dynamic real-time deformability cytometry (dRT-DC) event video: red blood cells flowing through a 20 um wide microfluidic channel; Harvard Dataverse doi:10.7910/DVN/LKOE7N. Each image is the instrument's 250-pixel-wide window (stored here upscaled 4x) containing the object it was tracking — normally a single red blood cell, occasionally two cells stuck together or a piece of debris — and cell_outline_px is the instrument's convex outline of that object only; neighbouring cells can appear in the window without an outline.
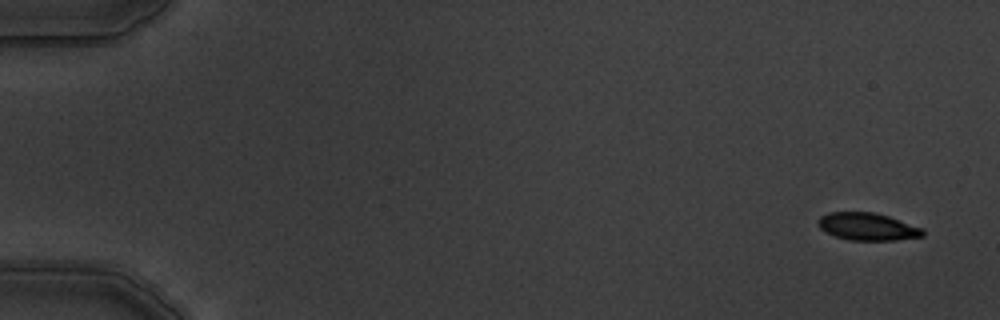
{"species": "common noctule bat (a hibernating species)", "species_latin": "Nyctalus noctula", "temperature_condition": "warm", "stored_images_in_passage": 6, "camera_frame_rate_fps": 3000, "um_per_image_px": 0.085, "animal": {"sex": "male", "body_mass_g": 19.5, "forearm_length_mm": 54.6}, "frame": {"image": 1, "passage_image": 1, "time_ms": 0.0, "image_size_px": [1000, 320], "cell_outline_px": [[924, 236], [896, 240], [848, 240], [836, 236], [820, 228], [816, 224], [816, 220], [820, 216], [828, 212], [876, 212], [924, 228]], "centroid_in_image_um": [73.74, 19.25], "position_along_channel_um": 11.3, "area_um2": 16.88}}
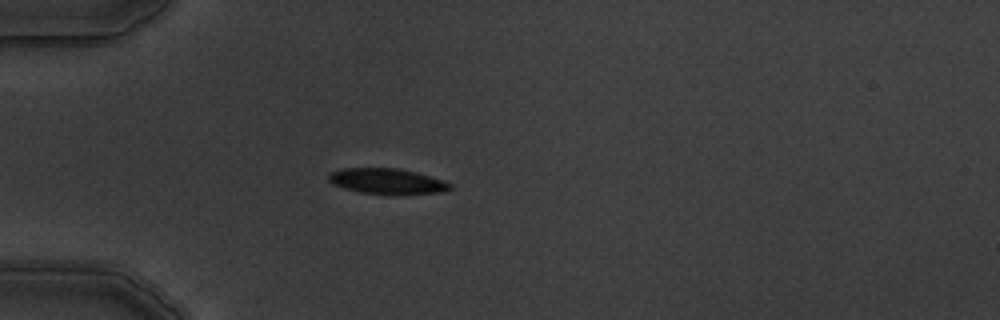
{"frame": {"image": 2, "passage_image": 5, "time_ms": 4.667, "image_size_px": [1000, 320], "cell_outline_px": [[452, 188], [444, 192], [396, 196], [360, 192], [344, 188], [332, 184], [328, 180], [328, 172], [340, 168], [400, 168], [416, 172], [444, 180], [452, 184]], "centroid_in_image_um": [32.92, 15.42], "position_along_channel_um": 52.1, "area_um2": 18.73}}